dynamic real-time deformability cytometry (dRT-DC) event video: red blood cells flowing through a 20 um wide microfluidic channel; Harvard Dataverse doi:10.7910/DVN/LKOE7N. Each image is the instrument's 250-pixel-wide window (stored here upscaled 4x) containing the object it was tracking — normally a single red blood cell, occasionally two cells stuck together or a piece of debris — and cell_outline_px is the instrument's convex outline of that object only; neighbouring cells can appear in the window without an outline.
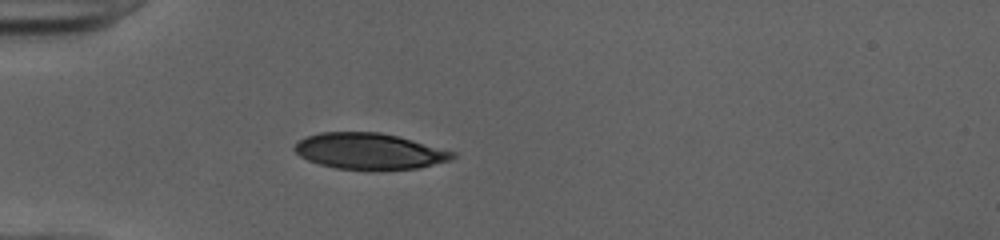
{"species": "human", "species_latin": "Homo sapiens", "temperature_condition": "cold", "stored_images_in_passage": 36, "camera_frame_rate_fps": 3000, "um_per_image_px": 0.085, "donor": {"sex": "female"}, "frame": {"image": 1, "passage_image": 1, "time_ms": 0.0, "image_size_px": [1000, 240], "cell_outline_px": [[456, 156], [452, 160], [420, 168], [336, 168], [320, 164], [308, 160], [300, 156], [292, 148], [304, 136], [320, 132], [380, 132], [400, 136], [456, 152]], "centroid_in_image_um": [31.41, 12.82], "position_along_channel_um": 53.6, "area_um2": 32.95}}
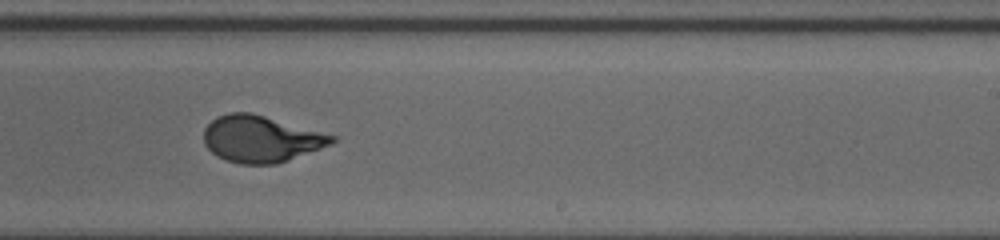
{"frame": {"image": 2, "passage_image": 18, "time_ms": 5.667, "image_size_px": [1000, 240], "cell_outline_px": [[336, 140], [332, 144], [288, 160], [276, 164], [240, 164], [224, 160], [216, 156], [204, 144], [204, 128], [216, 116], [228, 112], [252, 112], [336, 136]], "centroid_in_image_um": [22.15, 11.8], "position_along_channel_um": 266.9, "area_um2": 34.85}}
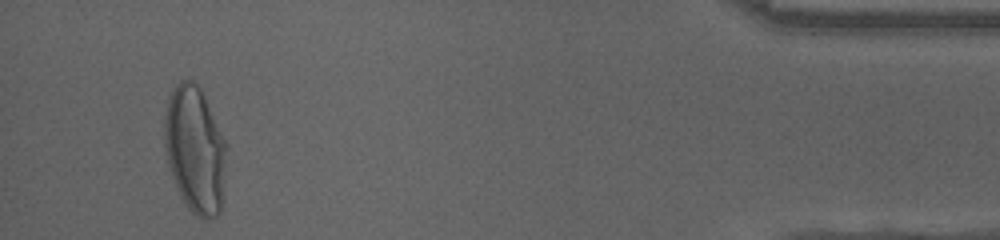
{"frame": {"image": 3, "passage_image": 34, "time_ms": 11.0, "image_size_px": [1000, 240], "cell_outline_px": [[228, 148], [220, 212], [216, 216], [204, 220], [196, 216], [188, 208], [180, 196], [172, 176], [168, 164], [164, 144], [164, 116], [168, 100], [176, 84], [180, 80], [192, 80], [200, 88], [228, 144]], "centroid_in_image_um": [16.59, 12.73], "position_along_channel_um": 418.6, "area_um2": 46.07}, "authors_computed_cell_mechanics": {"area_um2": 35.3158, "velocity_mm_per_s": 4.022, "shape_relaxation_time_tau1_ms": 4.1402, "shape_relaxation_time_tau2_ms": null, "deformation_change_tau1": 0.2232, "deformation_change_tau2": null}}